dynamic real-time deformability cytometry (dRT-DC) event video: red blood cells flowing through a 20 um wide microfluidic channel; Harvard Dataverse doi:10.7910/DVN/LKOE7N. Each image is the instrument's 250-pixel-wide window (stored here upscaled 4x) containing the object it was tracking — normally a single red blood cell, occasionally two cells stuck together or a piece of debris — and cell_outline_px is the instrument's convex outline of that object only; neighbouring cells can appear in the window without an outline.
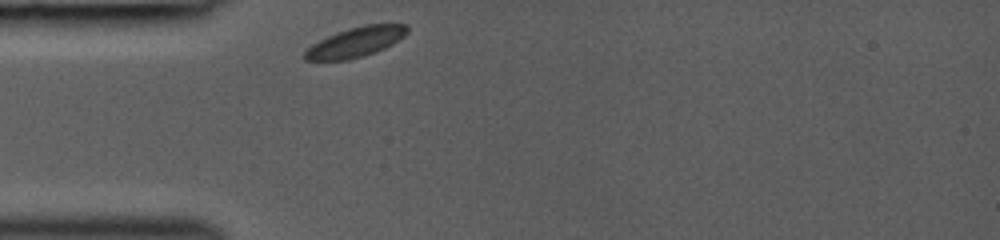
{"species": "common noctule bat (a hibernating species)", "species_latin": "Nyctalus noctula", "temperature_condition": "room temperature", "stored_images_in_passage": 23, "camera_frame_rate_fps": 3000, "um_per_image_px": 0.085, "animal": {"sex": "female", "body_mass_g": 19.0, "forearm_length_mm": 53.3}, "frame": {"image": 1, "passage_image": 1, "time_ms": 0.0, "image_size_px": [1000, 240], "cell_outline_px": [[408, 32], [404, 36], [392, 44], [384, 48], [364, 56], [348, 60], [304, 60], [304, 52], [312, 44], [328, 36], [348, 28], [364, 24], [408, 24]], "centroid_in_image_um": [30.25, 3.57], "position_along_channel_um": 54.8, "area_um2": 17.74}}
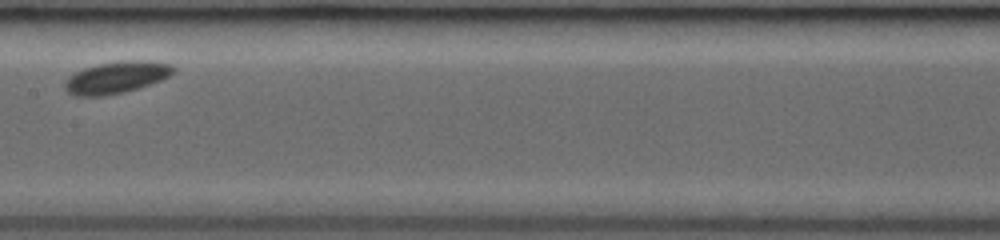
{"frame": {"image": 2, "passage_image": 10, "time_ms": 3.667, "image_size_px": [1000, 240], "cell_outline_px": [[176, 72], [160, 80], [124, 92], [104, 96], [76, 96], [68, 92], [64, 88], [64, 84], [68, 76], [84, 68], [100, 64], [124, 60], [152, 60], [172, 64], [176, 68]], "centroid_in_image_um": [9.91, 6.57], "position_along_channel_um": 197.5, "area_um2": 20.17}}
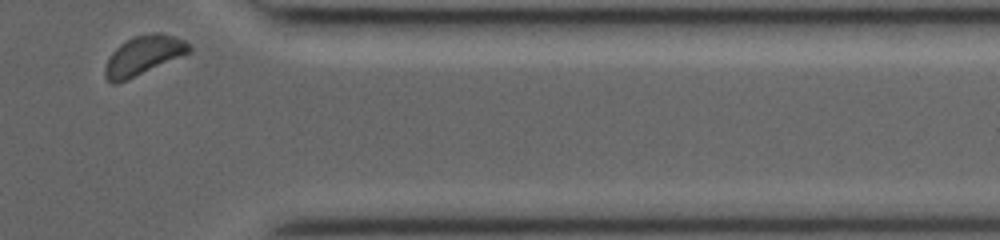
{"frame": {"image": 3, "passage_image": 23, "time_ms": 8.667, "image_size_px": [1000, 240], "cell_outline_px": [[192, 52], [116, 84], [112, 84], [104, 76], [104, 68], [112, 52], [120, 44], [132, 36], [156, 32], [164, 32], [184, 40], [192, 48]], "centroid_in_image_um": [12.2, 4.69], "position_along_channel_um": 399.2, "area_um2": 19.19}}